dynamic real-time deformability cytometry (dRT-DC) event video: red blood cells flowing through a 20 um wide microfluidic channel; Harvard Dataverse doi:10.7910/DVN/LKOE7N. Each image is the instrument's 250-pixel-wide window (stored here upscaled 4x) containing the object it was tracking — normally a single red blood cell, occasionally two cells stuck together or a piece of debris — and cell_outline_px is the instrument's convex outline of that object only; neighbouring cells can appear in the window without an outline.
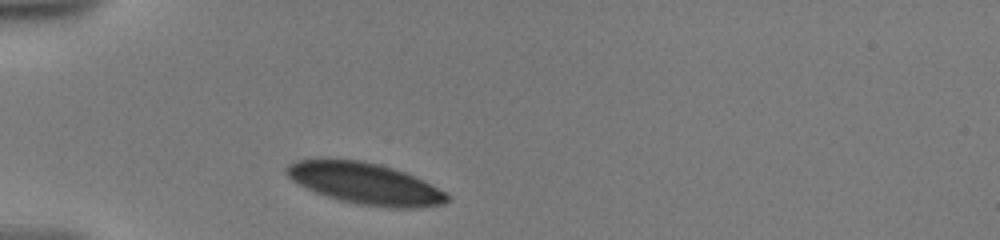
{"species": "human", "species_latin": "Homo sapiens", "temperature_condition": "warm", "stored_images_in_passage": 5, "camera_frame_rate_fps": 3000, "um_per_image_px": 0.085, "donor": {"sex": "male"}, "frame": {"image": 1, "passage_image": 1, "time_ms": 0.0, "image_size_px": [1000, 240], "cell_outline_px": [[448, 200], [444, 204], [416, 208], [388, 208], [360, 204], [340, 200], [316, 192], [292, 180], [284, 172], [284, 168], [288, 164], [296, 160], [320, 156], [328, 156], [360, 160], [380, 164], [404, 172], [424, 180], [448, 192]], "centroid_in_image_um": [31.0, 15.55], "position_along_channel_um": 54.0, "area_um2": 39.54}}
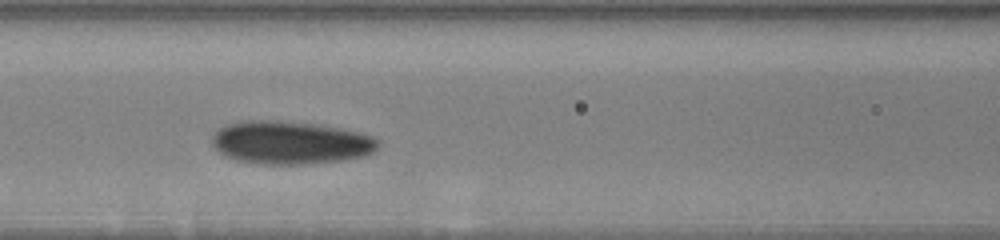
{"frame": {"image": 2, "passage_image": 4, "time_ms": 3.0, "image_size_px": [1000, 240], "cell_outline_px": [[380, 144], [372, 152], [364, 156], [344, 160], [308, 164], [264, 164], [236, 160], [224, 156], [216, 148], [212, 140], [212, 136], [216, 128], [228, 124], [244, 120], [276, 120], [316, 124], [340, 128], [360, 132], [372, 136], [380, 140]], "centroid_in_image_um": [24.68, 12.11], "position_along_channel_um": 141.9, "area_um2": 41.91}}
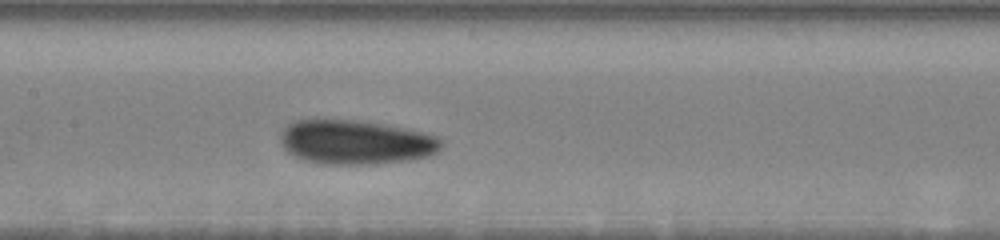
{"frame": {"image": 3, "passage_image": 5, "time_ms": 4.0, "image_size_px": [1000, 240], "cell_outline_px": [[440, 148], [436, 152], [428, 156], [404, 160], [376, 164], [324, 164], [304, 160], [288, 152], [280, 144], [280, 132], [288, 124], [296, 120], [316, 116], [356, 120], [384, 124], [404, 128], [436, 136], [440, 140]], "centroid_in_image_um": [30.12, 12.04], "position_along_channel_um": 177.3, "area_um2": 42.02}}